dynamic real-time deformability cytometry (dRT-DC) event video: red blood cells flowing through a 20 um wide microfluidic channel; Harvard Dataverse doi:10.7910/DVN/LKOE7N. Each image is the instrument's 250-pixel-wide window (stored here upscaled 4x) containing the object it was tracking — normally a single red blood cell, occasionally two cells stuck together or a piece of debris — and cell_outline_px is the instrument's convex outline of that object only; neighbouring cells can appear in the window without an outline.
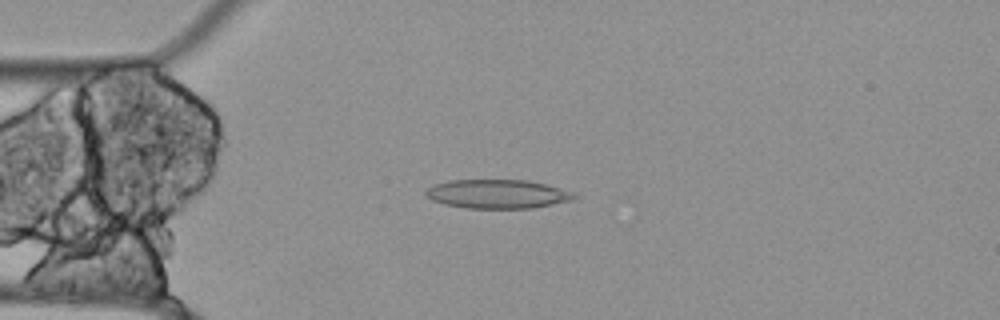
{"species": "Egyptian fruit bat (a non-hibernating species)", "species_latin": "Rousettus aegyptiacus", "temperature_condition": "cold", "stored_images_in_passage": 22, "camera_frame_rate_fps": 3000, "um_per_image_px": 0.085, "animal": {"sex": "female"}, "frame": {"image": 1, "passage_image": 14, "time_ms": 4.333, "image_size_px": [1000, 320], "cell_outline_px": [[580, 196], [572, 200], [532, 208], [464, 208], [444, 204], [432, 200], [424, 192], [432, 184], [448, 180], [528, 180], [544, 184], [572, 192]], "centroid_in_image_um": [42.26, 16.49], "position_along_channel_um": 42.7, "area_um2": 24.97}}
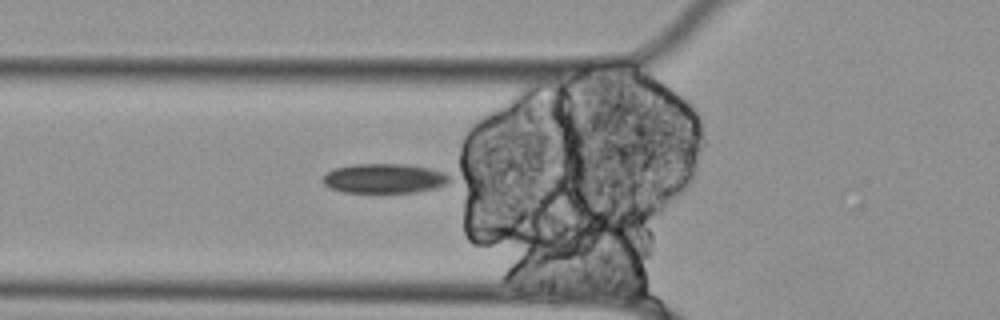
{"frame": {"image": 2, "passage_image": 19, "time_ms": 6.0, "image_size_px": [1000, 320], "cell_outline_px": [[452, 180], [448, 184], [436, 188], [416, 192], [344, 192], [328, 188], [324, 184], [324, 176], [328, 172], [336, 168], [356, 164], [404, 164], [428, 168], [444, 172], [452, 176]], "centroid_in_image_um": [32.73, 15.17], "position_along_channel_um": 93.1, "area_um2": 21.85}}